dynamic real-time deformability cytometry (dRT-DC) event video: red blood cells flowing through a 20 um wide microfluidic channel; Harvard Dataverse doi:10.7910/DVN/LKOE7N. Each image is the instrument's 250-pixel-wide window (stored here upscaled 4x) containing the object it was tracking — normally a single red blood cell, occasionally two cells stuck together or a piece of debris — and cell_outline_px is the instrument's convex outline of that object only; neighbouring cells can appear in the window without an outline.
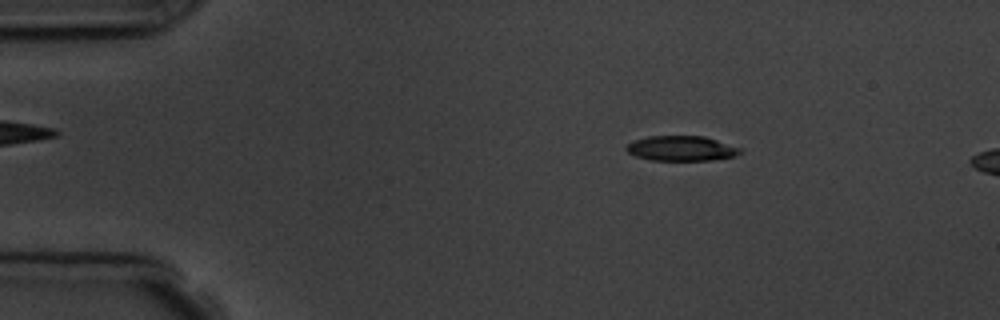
{"species": "common noctule bat (a hibernating species)", "species_latin": "Nyctalus noctula", "temperature_condition": "room temperature", "stored_images_in_passage": 4, "camera_frame_rate_fps": 3000, "um_per_image_px": 0.085, "animal": {"sex": "male", "body_mass_g": 19.5, "forearm_length_mm": 54.6}, "frame": {"image": 1, "passage_image": 2, "time_ms": 1.333, "image_size_px": [1000, 320], "cell_outline_px": [[740, 152], [732, 156], [712, 160], [652, 160], [636, 156], [628, 152], [624, 148], [628, 144], [636, 140], [648, 136], [704, 136], [740, 148]], "centroid_in_image_um": [57.87, 12.61], "position_along_channel_um": 27.1, "area_um2": 16.24}}